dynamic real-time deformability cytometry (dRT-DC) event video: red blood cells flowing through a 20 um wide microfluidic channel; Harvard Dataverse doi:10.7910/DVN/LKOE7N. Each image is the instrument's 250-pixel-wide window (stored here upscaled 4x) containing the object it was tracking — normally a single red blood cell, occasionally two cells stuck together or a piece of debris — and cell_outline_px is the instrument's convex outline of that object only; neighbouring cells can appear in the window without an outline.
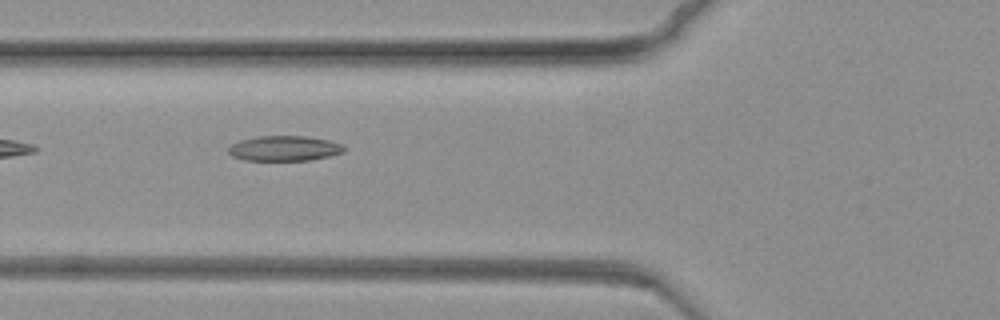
{"species": "common noctule bat (a hibernating species)", "species_latin": "Nyctalus noctula", "temperature_condition": "warm", "stored_images_in_passage": 53, "camera_frame_rate_fps": 3000, "um_per_image_px": 0.085, "animal": {"sex": "female", "body_mass_g": 19.3, "forearm_length_mm": 54.1}, "frame": {"image": 1, "passage_image": 4, "time_ms": 1.0, "image_size_px": [1000, 320], "cell_outline_px": [[344, 152], [328, 156], [308, 160], [244, 160], [232, 156], [228, 152], [228, 148], [232, 144], [240, 140], [256, 136], [304, 136], [328, 140], [340, 144], [344, 148]], "centroid_in_image_um": [24.12, 12.61], "position_along_channel_um": 101.7, "area_um2": 16.76}}
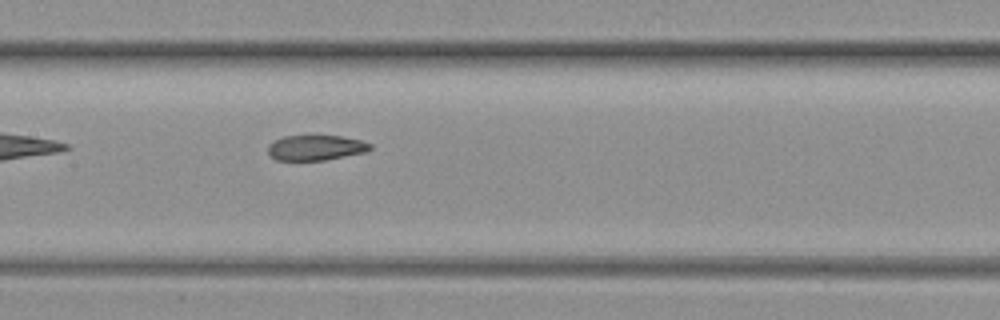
{"frame": {"image": 2, "passage_image": 13, "time_ms": 4.0, "image_size_px": [1000, 320], "cell_outline_px": [[372, 148], [368, 152], [324, 160], [276, 160], [268, 156], [268, 144], [284, 136], [340, 136], [360, 140], [372, 144]], "centroid_in_image_um": [26.84, 12.56], "position_along_channel_um": 180.6, "area_um2": 15.09}}
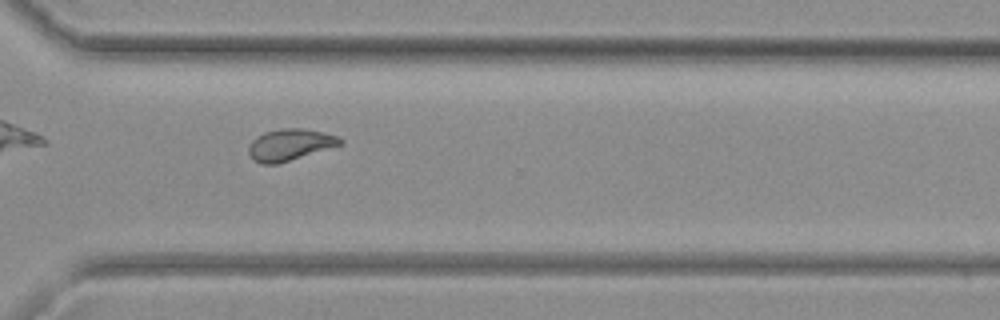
{"frame": {"image": 3, "passage_image": 32, "time_ms": 10.333, "image_size_px": [1000, 320], "cell_outline_px": [[344, 144], [276, 164], [260, 164], [248, 152], [248, 148], [252, 140], [256, 136], [264, 132], [284, 128], [300, 128], [340, 136], [344, 140]], "centroid_in_image_um": [24.67, 12.29], "position_along_channel_um": 345.9, "area_um2": 16.7}}